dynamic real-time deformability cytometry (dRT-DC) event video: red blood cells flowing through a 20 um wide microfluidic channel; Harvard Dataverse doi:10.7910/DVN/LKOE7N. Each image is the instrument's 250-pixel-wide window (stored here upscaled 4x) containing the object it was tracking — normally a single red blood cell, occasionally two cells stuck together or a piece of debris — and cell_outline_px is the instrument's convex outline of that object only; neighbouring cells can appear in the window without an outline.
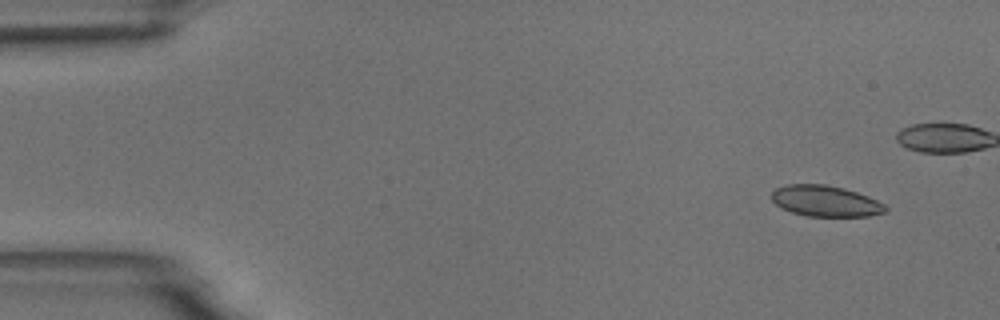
{"species": "common noctule bat (a hibernating species)", "species_latin": "Nyctalus noctula", "temperature_condition": "room temperature", "stored_images_in_passage": 6, "camera_frame_rate_fps": 3000, "um_per_image_px": 0.085, "animal": {"sex": "male", "body_mass_g": 18.8}, "frame": {"image": 1, "passage_image": 2, "time_ms": 1.333, "image_size_px": [1000, 320], "cell_outline_px": [[888, 208], [884, 212], [868, 216], [808, 216], [792, 212], [776, 204], [772, 200], [772, 192], [776, 188], [788, 184], [824, 184], [844, 188], [868, 196], [884, 204]], "centroid_in_image_um": [70.17, 17.08], "position_along_channel_um": 14.8, "area_um2": 20.35}}